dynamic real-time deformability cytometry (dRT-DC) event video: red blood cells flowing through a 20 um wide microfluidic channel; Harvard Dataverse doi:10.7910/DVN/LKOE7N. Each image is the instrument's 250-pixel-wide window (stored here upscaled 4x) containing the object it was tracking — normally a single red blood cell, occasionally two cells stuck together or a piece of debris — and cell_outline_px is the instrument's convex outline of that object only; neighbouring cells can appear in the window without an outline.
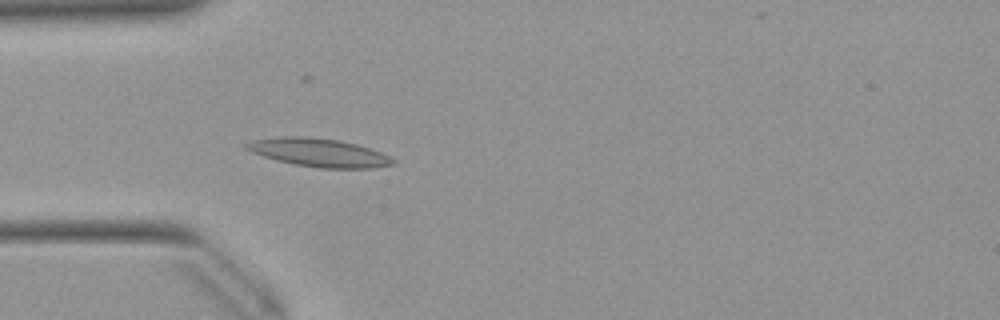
{"species": "Egyptian fruit bat (a non-hibernating species)", "species_latin": "Rousettus aegyptiacus", "temperature_condition": "warm", "stored_images_in_passage": 37, "camera_frame_rate_fps": 3000, "um_per_image_px": 0.085, "animal": {"sex": "female"}, "frame": {"image": 1, "passage_image": 6, "time_ms": 1.667, "image_size_px": [1000, 320], "cell_outline_px": [[396, 164], [372, 168], [320, 168], [296, 164], [276, 160], [252, 152], [244, 148], [244, 144], [252, 140], [284, 136], [300, 136], [336, 140], [356, 144], [392, 156], [396, 160]], "centroid_in_image_um": [27.13, 12.97], "position_along_channel_um": 57.9, "area_um2": 23.99}}
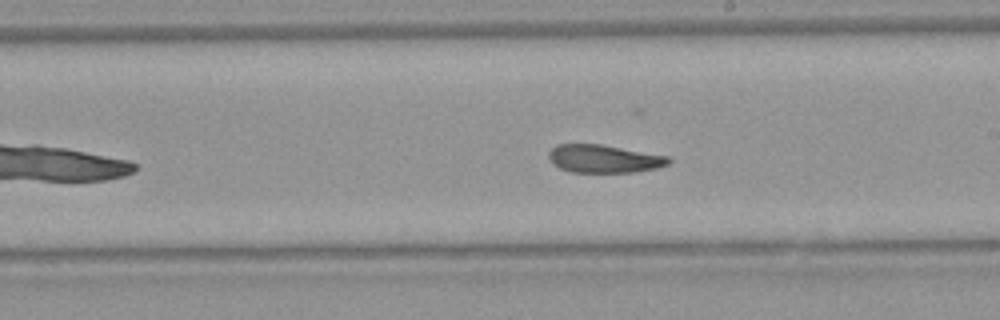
{"frame": {"image": 2, "passage_image": 20, "time_ms": 6.333, "image_size_px": [1000, 320], "cell_outline_px": [[672, 160], [668, 164], [656, 168], [632, 172], [568, 172], [552, 164], [548, 160], [548, 152], [556, 144], [600, 144], [668, 156]], "centroid_in_image_um": [51.28, 13.49], "position_along_channel_um": 237.7, "area_um2": 19.59}}
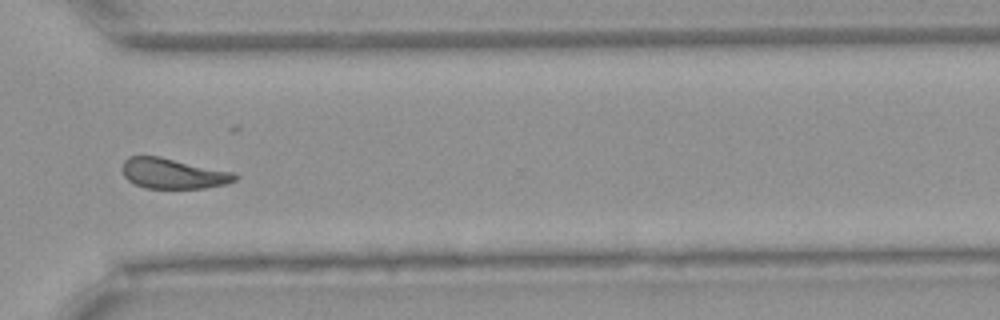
{"frame": {"image": 3, "passage_image": 29, "time_ms": 9.333, "image_size_px": [1000, 320], "cell_outline_px": [[236, 180], [224, 184], [204, 188], [144, 188], [128, 180], [124, 176], [124, 160], [128, 156], [160, 156], [232, 172], [236, 176]], "centroid_in_image_um": [14.69, 14.74], "position_along_channel_um": 355.9, "area_um2": 19.59}, "authors_computed_cell_mechanics": {"area_um2": 20.9236, "velocity_mm_per_s": 3.9227, "shape_relaxation_time_tau1_ms": 10.6909, "shape_relaxation_time_tau2_ms": 3.7087, "deformation_change_tau1": 0.2327, "deformation_change_tau2": 0.1191}}